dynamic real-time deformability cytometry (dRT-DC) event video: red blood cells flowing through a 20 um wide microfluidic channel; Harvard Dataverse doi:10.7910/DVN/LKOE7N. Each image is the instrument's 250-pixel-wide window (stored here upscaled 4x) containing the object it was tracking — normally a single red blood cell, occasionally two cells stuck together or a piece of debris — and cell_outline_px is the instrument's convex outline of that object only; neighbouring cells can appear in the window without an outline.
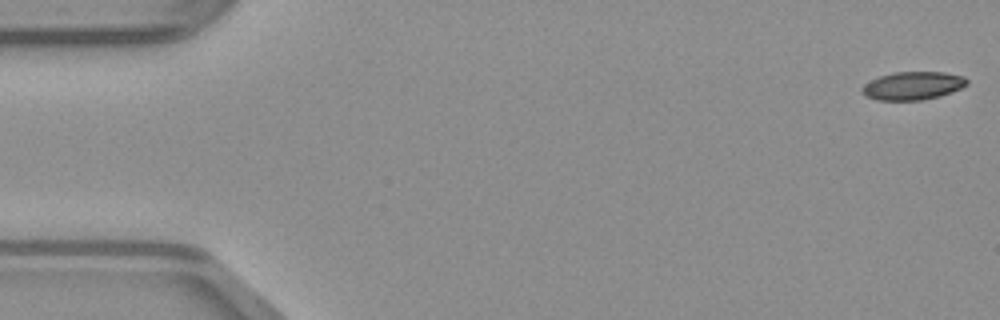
{"species": "common noctule bat (a hibernating species)", "species_latin": "Nyctalus noctula", "temperature_condition": "warm", "stored_images_in_passage": 49, "camera_frame_rate_fps": 3000, "um_per_image_px": 0.085, "animal": {"sex": "male", "body_mass_g": 23.1, "forearm_length_mm": 52.7}, "frame": {"image": 1, "passage_image": 1, "time_ms": 0.0, "image_size_px": [1000, 320], "cell_outline_px": [[968, 84], [952, 92], [940, 96], [920, 100], [876, 100], [864, 96], [860, 92], [860, 88], [864, 84], [880, 76], [896, 72], [944, 72], [964, 76], [968, 80]], "centroid_in_image_um": [77.57, 7.29], "position_along_channel_um": 7.4, "area_um2": 17.28}}
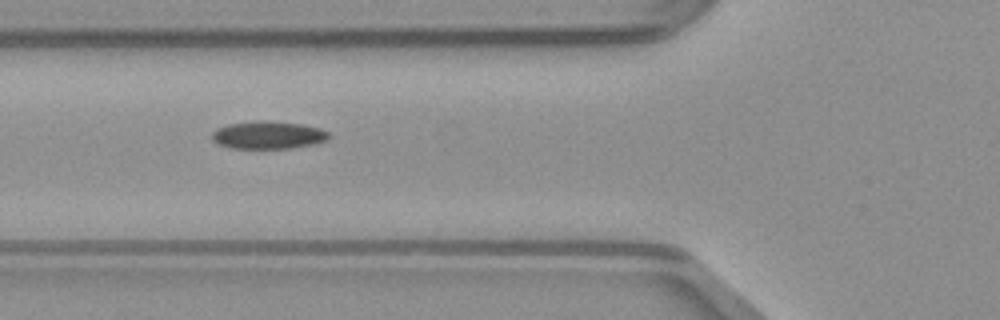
{"frame": {"image": 2, "passage_image": 18, "time_ms": 5.667, "image_size_px": [1000, 320], "cell_outline_px": [[332, 136], [328, 140], [316, 144], [292, 148], [228, 148], [216, 144], [212, 140], [212, 132], [216, 128], [228, 124], [260, 120], [300, 124], [320, 128], [328, 132]], "centroid_in_image_um": [22.79, 11.49], "position_along_channel_um": 103.0, "area_um2": 19.07}}
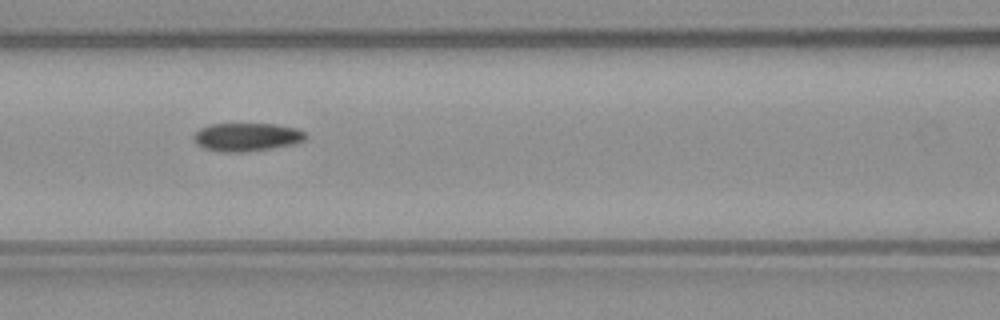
{"frame": {"image": 3, "passage_image": 21, "time_ms": 6.667, "image_size_px": [1000, 320], "cell_outline_px": [[308, 136], [304, 140], [296, 144], [244, 152], [224, 152], [204, 148], [196, 144], [192, 140], [192, 136], [200, 128], [208, 124], [276, 124], [296, 128], [308, 132]], "centroid_in_image_um": [20.99, 11.64], "position_along_channel_um": 145.6, "area_um2": 18.67}}